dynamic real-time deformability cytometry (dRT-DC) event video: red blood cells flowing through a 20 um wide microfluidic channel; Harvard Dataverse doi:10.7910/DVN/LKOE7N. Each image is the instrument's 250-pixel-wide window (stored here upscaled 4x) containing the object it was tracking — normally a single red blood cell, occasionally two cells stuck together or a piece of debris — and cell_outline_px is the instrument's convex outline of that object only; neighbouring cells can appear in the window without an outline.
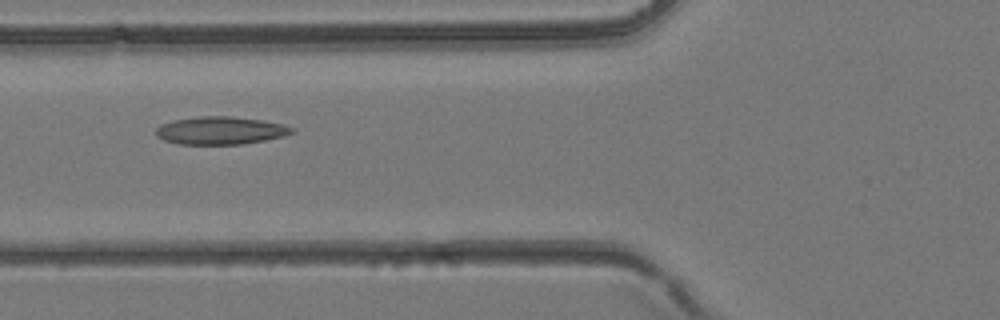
{"species": "common noctule bat (a hibernating species)", "species_latin": "Nyctalus noctula", "temperature_condition": "room temperature", "stored_images_in_passage": 32, "camera_frame_rate_fps": 3000, "um_per_image_px": 0.085, "animal": {"sex": "female", "body_mass_g": 24.6, "forearm_length_mm": 56.2}, "frame": {"image": 1, "passage_image": 6, "time_ms": 1.667, "image_size_px": [1000, 320], "cell_outline_px": [[296, 132], [284, 136], [264, 140], [240, 144], [180, 144], [164, 140], [156, 136], [156, 128], [160, 124], [172, 120], [200, 116], [228, 116], [260, 120], [284, 124], [296, 128]], "centroid_in_image_um": [18.75, 11.09], "position_along_channel_um": 107.0, "area_um2": 22.08}}
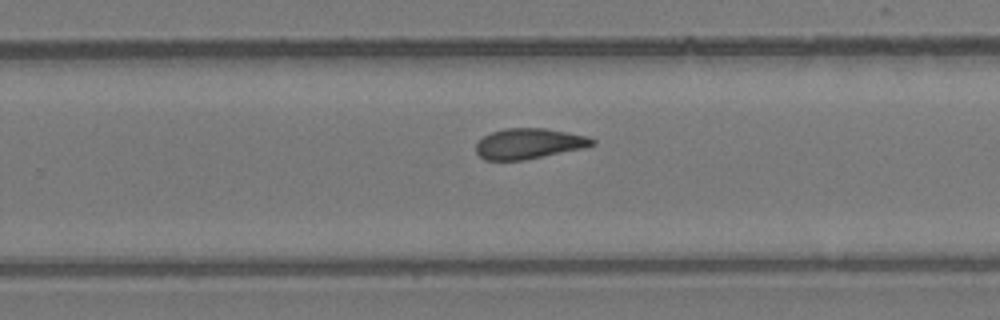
{"frame": {"image": 2, "passage_image": 17, "time_ms": 5.333, "image_size_px": [1000, 320], "cell_outline_px": [[596, 144], [584, 148], [524, 160], [484, 160], [476, 152], [476, 144], [484, 136], [492, 132], [504, 128], [544, 128], [568, 132], [588, 136], [596, 140]], "centroid_in_image_um": [44.98, 12.2], "position_along_channel_um": 284.8, "area_um2": 20.69}}
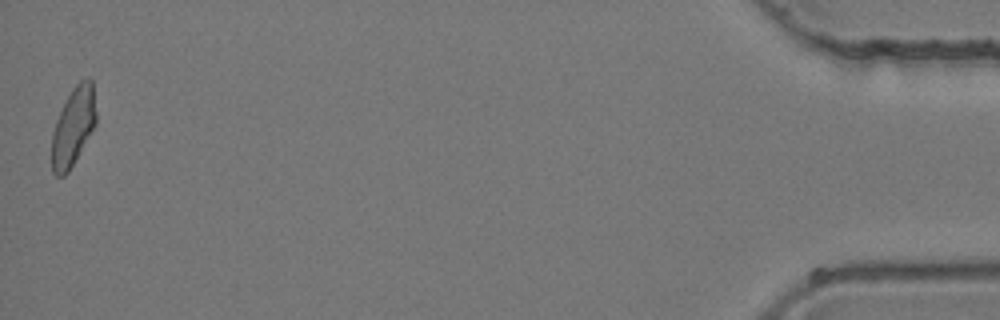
{"frame": {"image": 3, "passage_image": 32, "time_ms": 10.333, "image_size_px": [1000, 320], "cell_outline_px": [[96, 124], [68, 172], [64, 176], [56, 176], [52, 172], [52, 132], [56, 120], [72, 88], [80, 80], [88, 76], [92, 80], [96, 112]], "centroid_in_image_um": [6.23, 10.75], "position_along_channel_um": 429.0, "area_um2": 20.11}}